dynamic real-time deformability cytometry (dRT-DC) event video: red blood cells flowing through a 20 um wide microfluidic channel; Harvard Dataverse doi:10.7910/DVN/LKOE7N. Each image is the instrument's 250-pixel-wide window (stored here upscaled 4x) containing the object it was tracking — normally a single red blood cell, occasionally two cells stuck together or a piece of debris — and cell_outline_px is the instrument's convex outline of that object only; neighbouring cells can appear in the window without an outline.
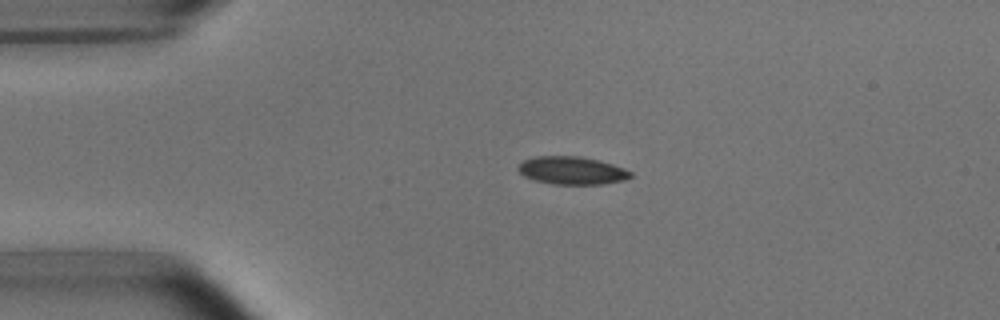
{"species": "common noctule bat (a hibernating species)", "species_latin": "Nyctalus noctula", "temperature_condition": "room temperature", "stored_images_in_passage": 3, "camera_frame_rate_fps": 3000, "um_per_image_px": 0.085, "animal": {"sex": "male", "body_mass_g": 15.6}, "frame": {"image": 1, "passage_image": 1, "time_ms": 0.0, "image_size_px": [1000, 320], "cell_outline_px": [[632, 176], [624, 180], [600, 184], [552, 184], [536, 180], [524, 176], [516, 168], [524, 160], [536, 156], [580, 156], [612, 164], [624, 168], [632, 172]], "centroid_in_image_um": [48.61, 14.49], "position_along_channel_um": 36.4, "area_um2": 18.09}}
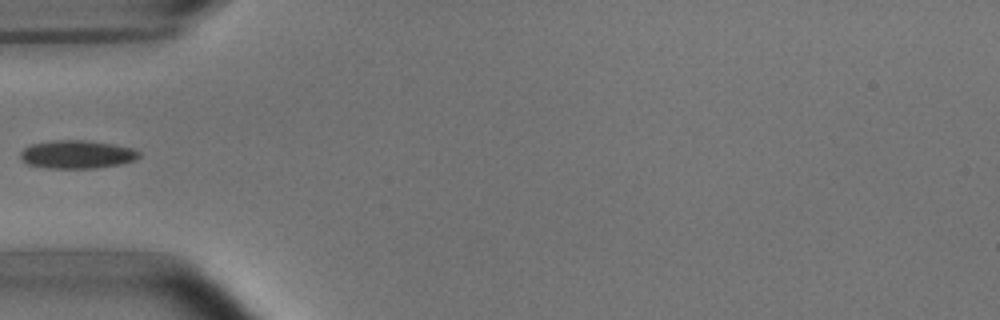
{"frame": {"image": 2, "passage_image": 3, "time_ms": 2.0, "image_size_px": [1000, 320], "cell_outline_px": [[140, 156], [136, 160], [120, 164], [96, 168], [44, 168], [28, 164], [20, 156], [20, 152], [24, 148], [32, 144], [52, 140], [84, 140], [112, 144], [132, 148], [140, 152]], "centroid_in_image_um": [6.55, 13.12], "position_along_channel_um": 78.4, "area_um2": 19.48}}